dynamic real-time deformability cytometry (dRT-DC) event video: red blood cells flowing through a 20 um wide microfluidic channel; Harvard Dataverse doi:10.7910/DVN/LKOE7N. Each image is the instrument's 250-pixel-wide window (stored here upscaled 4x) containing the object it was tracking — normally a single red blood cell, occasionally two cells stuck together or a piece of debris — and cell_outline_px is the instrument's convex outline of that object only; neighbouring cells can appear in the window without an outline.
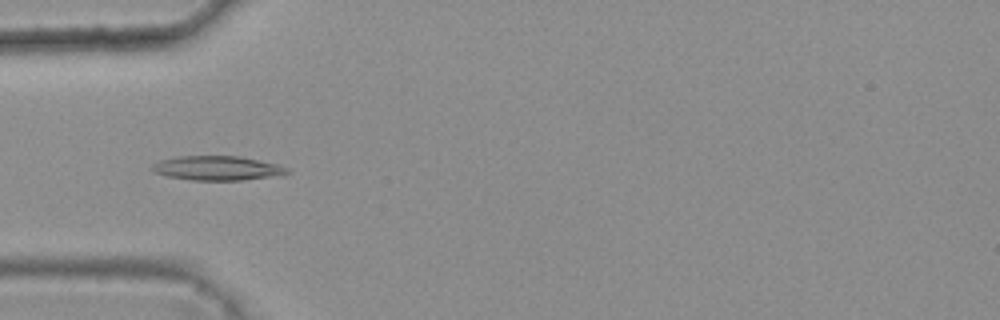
{"species": "common noctule bat (a hibernating species)", "species_latin": "Nyctalus noctula", "temperature_condition": "warm", "stored_images_in_passage": 44, "camera_frame_rate_fps": 3000, "um_per_image_px": 0.085, "animal": {"sex": "female", "body_mass_g": 25.1}, "frame": {"image": 1, "passage_image": 15, "time_ms": 4.667, "image_size_px": [1000, 320], "cell_outline_px": [[288, 172], [284, 176], [240, 180], [192, 180], [168, 176], [156, 172], [152, 168], [152, 164], [160, 160], [180, 156], [240, 156], [276, 164], [288, 168]], "centroid_in_image_um": [18.52, 14.29], "position_along_channel_um": 66.5, "area_um2": 19.07}}
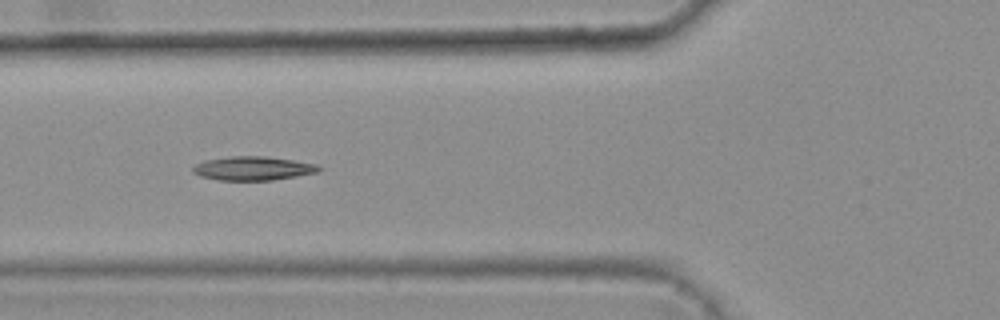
{"frame": {"image": 2, "passage_image": 18, "time_ms": 5.667, "image_size_px": [1000, 320], "cell_outline_px": [[324, 168], [320, 172], [272, 180], [216, 180], [200, 176], [192, 172], [192, 168], [196, 164], [204, 160], [232, 156], [264, 156], [292, 160], [316, 164]], "centroid_in_image_um": [21.51, 14.31], "position_along_channel_um": 104.3, "area_um2": 17.57}}
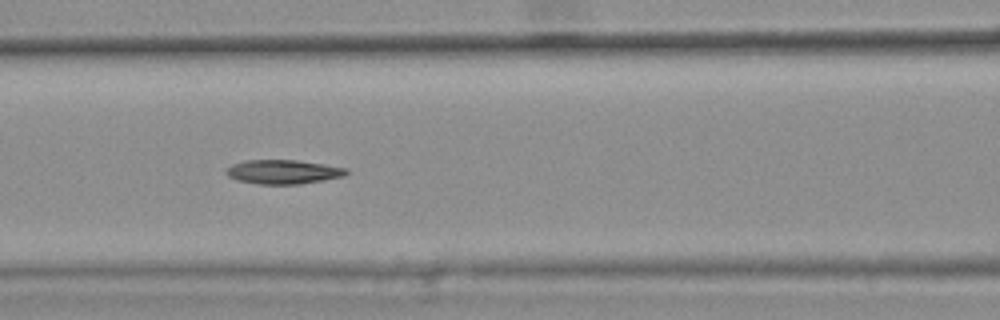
{"frame": {"image": 3, "passage_image": 21, "time_ms": 6.667, "image_size_px": [1000, 320], "cell_outline_px": [[348, 172], [344, 176], [324, 180], [300, 184], [256, 184], [236, 180], [228, 176], [224, 172], [232, 164], [244, 160], [296, 160], [348, 168]], "centroid_in_image_um": [24.04, 14.61], "position_along_channel_um": 142.6, "area_um2": 16.94}}